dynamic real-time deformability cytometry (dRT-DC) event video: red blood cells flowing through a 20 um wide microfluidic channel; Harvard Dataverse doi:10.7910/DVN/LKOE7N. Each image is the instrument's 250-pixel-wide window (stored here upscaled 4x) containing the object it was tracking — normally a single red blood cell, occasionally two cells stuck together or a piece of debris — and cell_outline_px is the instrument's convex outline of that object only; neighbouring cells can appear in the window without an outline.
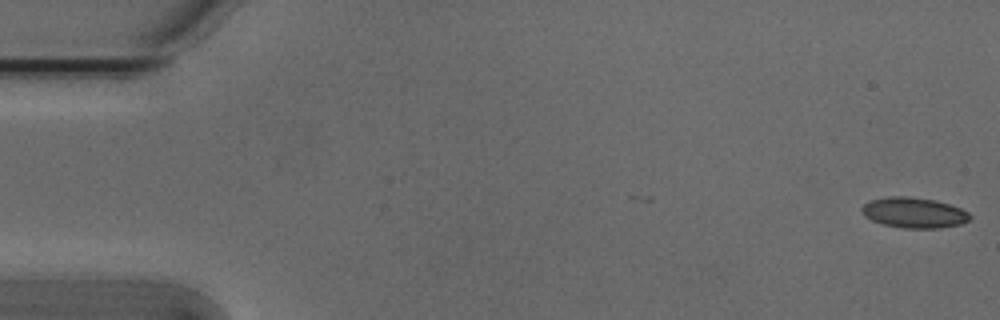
{"species": "Egyptian fruit bat (a non-hibernating species)", "species_latin": "Rousettus aegyptiacus", "temperature_condition": "cold", "stored_images_in_passage": 54, "camera_frame_rate_fps": 3000, "um_per_image_px": 0.085, "animal": {"sex": "male"}, "frame": {"image": 1, "passage_image": 1, "time_ms": 0.0, "image_size_px": [1000, 320], "cell_outline_px": [[972, 216], [968, 220], [960, 224], [940, 228], [904, 228], [884, 224], [872, 220], [864, 216], [860, 208], [864, 204], [872, 200], [888, 196], [908, 196], [936, 200], [960, 208], [968, 212]], "centroid_in_image_um": [77.68, 18.07], "position_along_channel_um": 7.3, "area_um2": 19.13}}
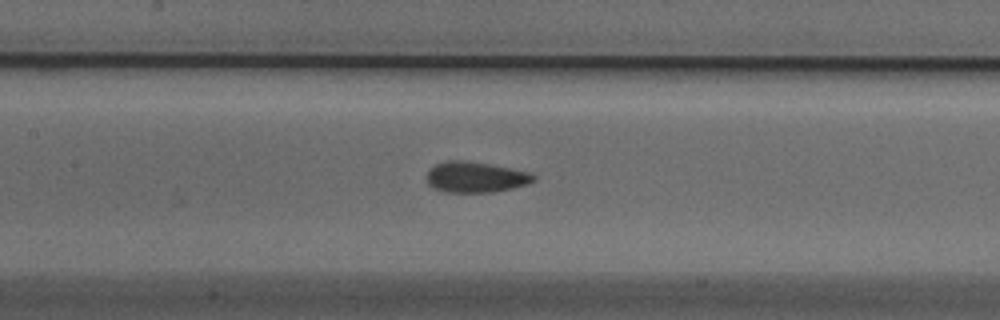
{"frame": {"image": 2, "passage_image": 25, "time_ms": 8.0, "image_size_px": [1000, 320], "cell_outline_px": [[536, 180], [528, 184], [512, 188], [492, 192], [444, 192], [428, 184], [428, 172], [436, 164], [448, 160], [464, 160], [488, 164], [528, 172], [536, 176]], "centroid_in_image_um": [40.44, 15.06], "position_along_channel_um": 167.0, "area_um2": 18.84}}
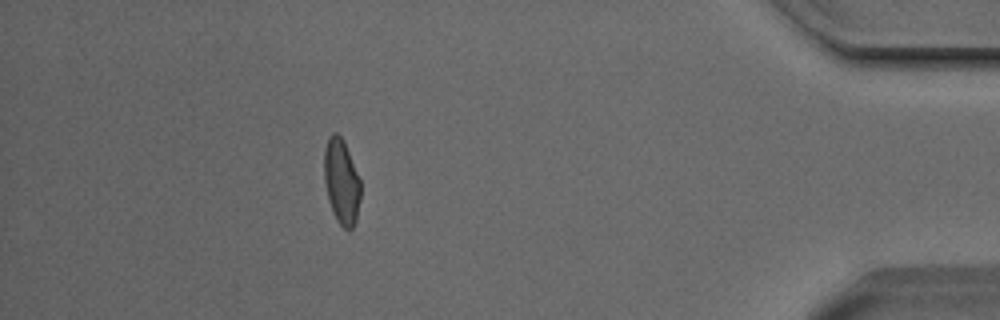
{"frame": {"image": 3, "passage_image": 48, "time_ms": 15.667, "image_size_px": [1000, 320], "cell_outline_px": [[360, 200], [356, 220], [352, 228], [348, 232], [336, 220], [332, 212], [328, 200], [324, 180], [324, 148], [328, 136], [332, 132], [336, 132], [344, 140], [360, 180]], "centroid_in_image_um": [29.01, 15.43], "position_along_channel_um": 406.2, "area_um2": 18.32}, "authors_computed_cell_mechanics": {"area_um2": 18.6694, "velocity_mm_per_s": 3.8143, "shape_relaxation_time_tau1_ms": 6.4974, "shape_relaxation_time_tau2_ms": 1.5406, "deformation_change_tau1": 0.1397, "deformation_change_tau2": 0.0653}}